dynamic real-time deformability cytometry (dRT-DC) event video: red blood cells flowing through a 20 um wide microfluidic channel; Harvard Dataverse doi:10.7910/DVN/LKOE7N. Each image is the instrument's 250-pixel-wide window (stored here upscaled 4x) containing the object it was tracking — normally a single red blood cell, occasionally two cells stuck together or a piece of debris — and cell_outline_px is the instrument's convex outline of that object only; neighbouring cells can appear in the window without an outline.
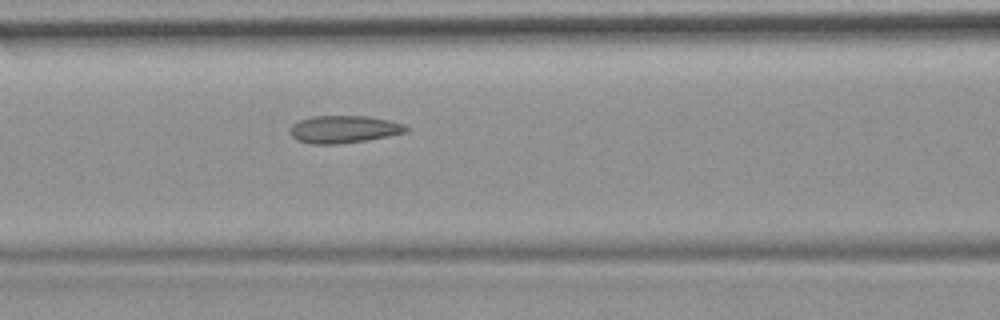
{"species": "common noctule bat (a hibernating species)", "species_latin": "Nyctalus noctula", "temperature_condition": "room temperature", "stored_images_in_passage": 44, "camera_frame_rate_fps": 3000, "um_per_image_px": 0.085, "animal": {"sex": "female", "body_mass_g": 19.9}, "frame": {"image": 1, "passage_image": 13, "time_ms": 4.0, "image_size_px": [1000, 320], "cell_outline_px": [[408, 132], [368, 140], [340, 144], [308, 144], [296, 140], [288, 132], [288, 128], [292, 124], [300, 120], [312, 116], [368, 116], [388, 120], [404, 124], [408, 128]], "centroid_in_image_um": [29.18, 11.0], "position_along_channel_um": 137.4, "area_um2": 18.84}, "authors_computed_cell_mechanics": {"area_um2": 18.4671, "velocity_mm_per_s": 3.7584, "shape_relaxation_time_tau1_ms": null, "shape_relaxation_time_tau2_ms": 2.0721, "deformation_change_tau1": null, "deformation_change_tau2": 0.1025}}